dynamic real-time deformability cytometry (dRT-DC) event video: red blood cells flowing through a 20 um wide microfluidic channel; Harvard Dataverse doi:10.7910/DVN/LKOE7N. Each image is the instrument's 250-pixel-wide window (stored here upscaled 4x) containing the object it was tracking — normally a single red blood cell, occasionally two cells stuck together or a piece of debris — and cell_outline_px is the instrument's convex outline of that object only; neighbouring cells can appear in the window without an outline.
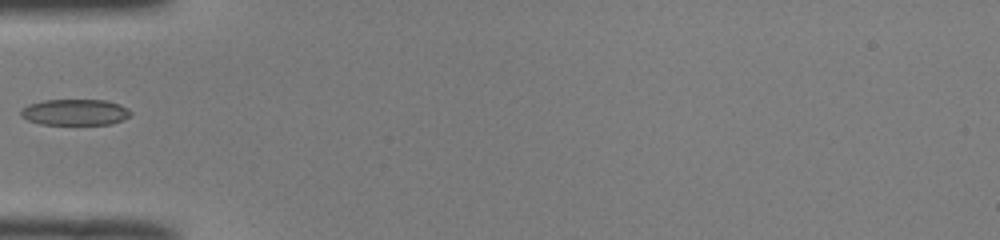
{"species": "common noctule bat (a hibernating species)", "species_latin": "Nyctalus noctula", "temperature_condition": "room temperature", "stored_images_in_passage": 33, "camera_frame_rate_fps": 3000, "um_per_image_px": 0.085, "animal": {"sex": "male", "body_mass_g": 19.0, "forearm_length_mm": 50.8}, "frame": {"image": 1, "passage_image": 1, "time_ms": 0.0, "image_size_px": [1000, 240], "cell_outline_px": [[132, 116], [124, 120], [112, 124], [40, 124], [28, 120], [20, 116], [20, 108], [28, 104], [44, 100], [104, 100], [120, 104], [128, 108], [132, 112]], "centroid_in_image_um": [6.39, 9.54], "position_along_channel_um": 78.6, "area_um2": 16.94}}
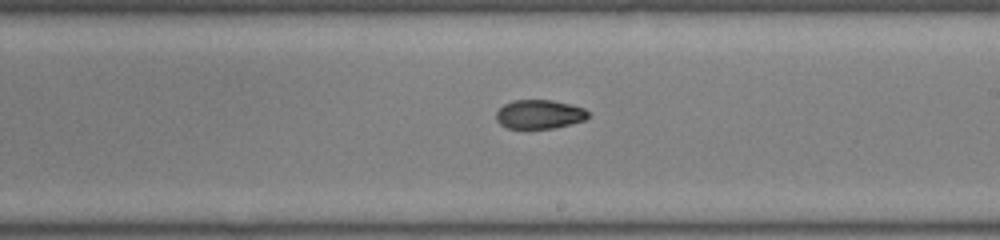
{"frame": {"image": 2, "passage_image": 13, "time_ms": 4.0, "image_size_px": [1000, 240], "cell_outline_px": [[588, 116], [584, 120], [552, 128], [508, 128], [500, 124], [496, 120], [496, 112], [504, 104], [512, 100], [552, 100], [584, 108], [588, 112]], "centroid_in_image_um": [45.81, 9.7], "position_along_channel_um": 243.2, "area_um2": 15.32}}
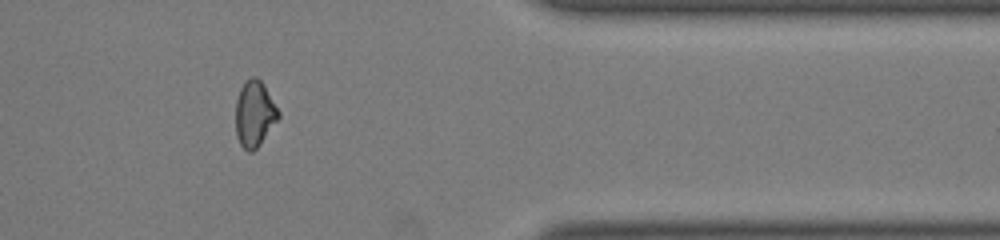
{"frame": {"image": 3, "passage_image": 25, "time_ms": 8.0, "image_size_px": [1000, 240], "cell_outline_px": [[280, 116], [260, 144], [252, 152], [248, 152], [240, 144], [236, 136], [236, 100], [240, 88], [244, 80], [252, 76], [256, 76], [264, 84], [280, 112]], "centroid_in_image_um": [21.63, 9.65], "position_along_channel_um": 389.8, "area_um2": 16.53}}